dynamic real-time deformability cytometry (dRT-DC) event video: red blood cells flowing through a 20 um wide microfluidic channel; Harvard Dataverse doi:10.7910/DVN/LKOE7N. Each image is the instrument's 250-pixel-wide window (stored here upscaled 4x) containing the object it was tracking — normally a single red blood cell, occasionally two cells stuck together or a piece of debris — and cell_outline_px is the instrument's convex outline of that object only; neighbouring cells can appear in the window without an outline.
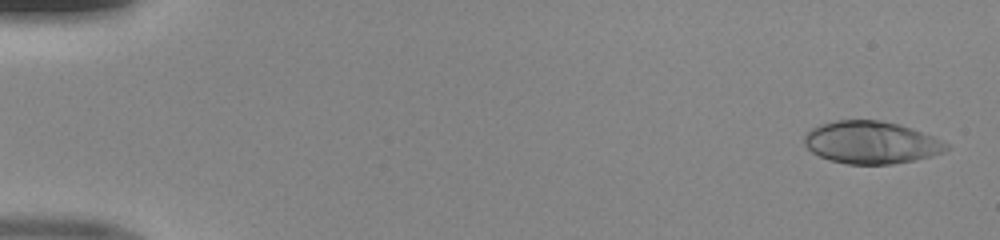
{"species": "human", "species_latin": "Homo sapiens", "temperature_condition": "room temperature", "stored_images_in_passage": 49, "camera_frame_rate_fps": 3000, "um_per_image_px": 0.085, "donor": {"sex": "male"}, "frame": {"image": 1, "passage_image": 2, "time_ms": 0.333, "image_size_px": [1000, 240], "cell_outline_px": [[948, 148], [932, 156], [892, 164], [848, 164], [832, 160], [820, 156], [812, 152], [804, 144], [804, 132], [820, 124], [836, 120], [880, 120], [900, 124], [912, 128], [932, 136], [948, 144]], "centroid_in_image_um": [74.01, 12.1], "position_along_channel_um": 11.0, "area_um2": 34.97}}
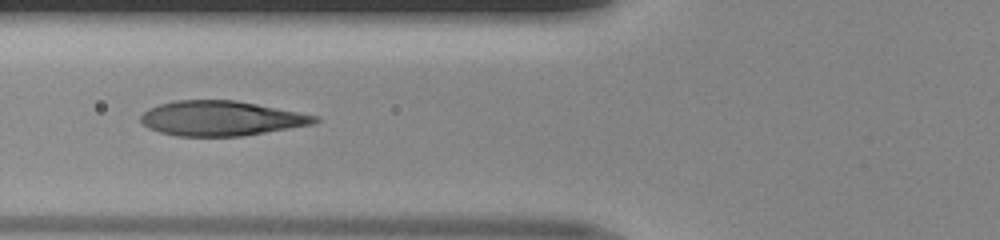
{"frame": {"image": 2, "passage_image": 20, "time_ms": 6.333, "image_size_px": [1000, 240], "cell_outline_px": [[320, 120], [316, 124], [240, 136], [176, 136], [160, 132], [148, 128], [140, 120], [140, 116], [148, 108], [160, 104], [176, 100], [236, 100], [320, 116]], "centroid_in_image_um": [18.81, 10.06], "position_along_channel_um": 107.0, "area_um2": 35.37}}
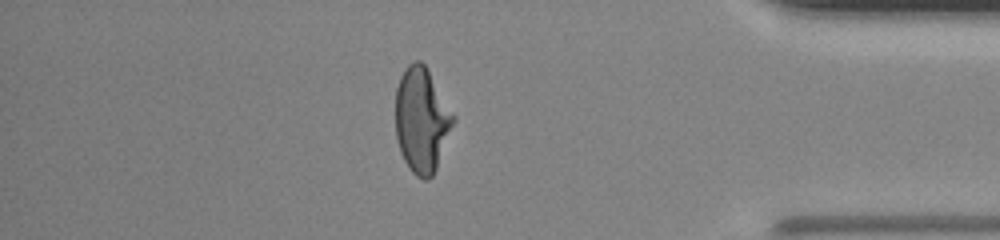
{"frame": {"image": 3, "passage_image": 43, "time_ms": 14.0, "image_size_px": [1000, 240], "cell_outline_px": [[456, 120], [436, 168], [432, 176], [428, 180], [424, 180], [416, 176], [408, 168], [400, 152], [396, 140], [396, 88], [400, 76], [404, 68], [412, 60], [420, 60], [424, 64], [456, 116]], "centroid_in_image_um": [35.84, 10.2], "position_along_channel_um": 399.4, "area_um2": 35.6}}